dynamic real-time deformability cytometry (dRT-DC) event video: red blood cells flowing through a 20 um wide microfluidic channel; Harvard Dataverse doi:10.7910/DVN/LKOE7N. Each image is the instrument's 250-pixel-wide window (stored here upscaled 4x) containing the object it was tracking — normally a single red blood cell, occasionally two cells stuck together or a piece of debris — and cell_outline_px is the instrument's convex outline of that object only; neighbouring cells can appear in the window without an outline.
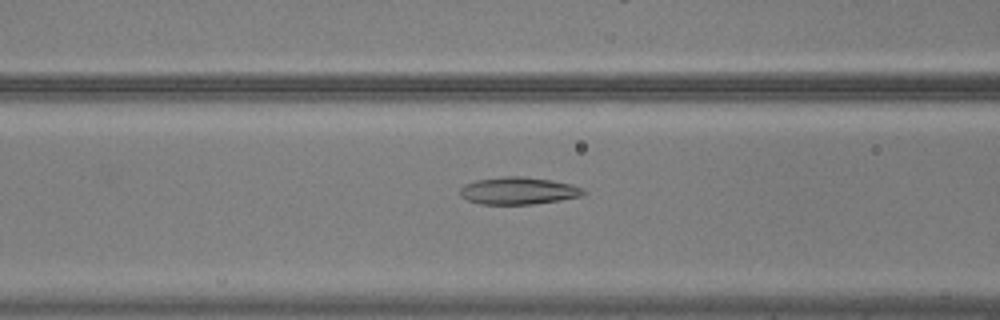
{"species": "common noctule bat (a hibernating species)", "species_latin": "Nyctalus noctula", "temperature_condition": "warm", "stored_images_in_passage": 52, "camera_frame_rate_fps": 3000, "um_per_image_px": 0.085, "animal": {"sex": "male", "body_mass_g": 20.5, "forearm_length_mm": 52.5}, "frame": {"image": 1, "passage_image": 20, "time_ms": 6.333, "image_size_px": [1000, 320], "cell_outline_px": [[588, 192], [580, 196], [560, 200], [532, 204], [480, 204], [468, 200], [460, 196], [460, 188], [464, 184], [476, 180], [500, 176], [524, 176], [552, 180], [572, 184], [584, 188]], "centroid_in_image_um": [44.07, 16.2], "position_along_channel_um": 122.5, "area_um2": 19.83}}
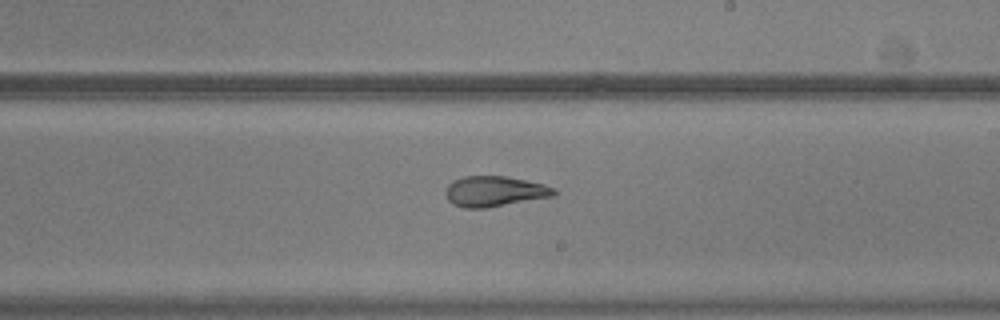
{"frame": {"image": 2, "passage_image": 30, "time_ms": 9.667, "image_size_px": [1000, 320], "cell_outline_px": [[556, 192], [552, 196], [488, 208], [464, 208], [452, 204], [448, 200], [444, 192], [448, 184], [452, 180], [464, 176], [504, 176], [544, 184], [556, 188]], "centroid_in_image_um": [41.99, 16.27], "position_along_channel_um": 247.0, "area_um2": 19.31}}
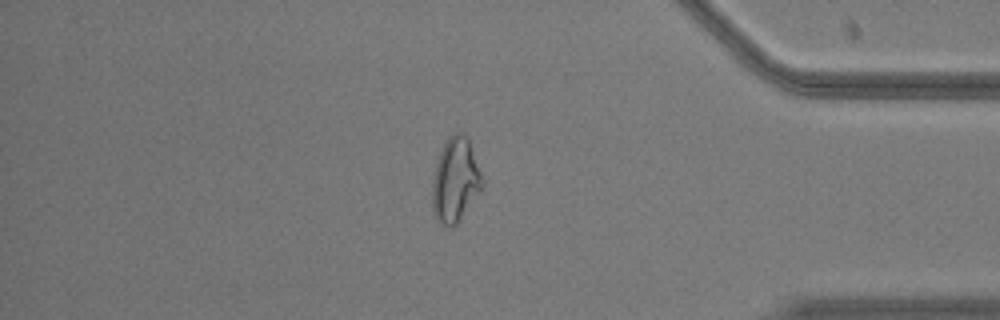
{"frame": {"image": 3, "passage_image": 44, "time_ms": 14.333, "image_size_px": [1000, 320], "cell_outline_px": [[484, 184], [480, 192], [456, 224], [452, 228], [440, 224], [432, 208], [432, 180], [436, 164], [440, 152], [448, 136], [456, 132], [464, 132], [468, 140], [480, 172]], "centroid_in_image_um": [38.68, 15.32], "position_along_channel_um": 396.5, "area_um2": 24.28}, "authors_computed_cell_mechanics": {"area_um2": 22.3108, "velocity_mm_per_s": 3.7233, "shape_relaxation_time_tau1_ms": null, "shape_relaxation_time_tau2_ms": 2.1676, "deformation_change_tau1": null, "deformation_change_tau2": 0.0928}}